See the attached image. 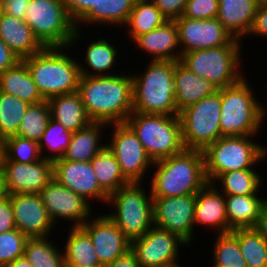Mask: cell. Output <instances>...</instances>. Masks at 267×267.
<instances>
[{"label": "cell", "instance_id": "obj_49", "mask_svg": "<svg viewBox=\"0 0 267 267\" xmlns=\"http://www.w3.org/2000/svg\"><path fill=\"white\" fill-rule=\"evenodd\" d=\"M30 0H2L3 13L25 20Z\"/></svg>", "mask_w": 267, "mask_h": 267}, {"label": "cell", "instance_id": "obj_33", "mask_svg": "<svg viewBox=\"0 0 267 267\" xmlns=\"http://www.w3.org/2000/svg\"><path fill=\"white\" fill-rule=\"evenodd\" d=\"M87 46L85 58L89 69L93 72L87 71L84 65L79 63V69L81 76H111L115 75L108 71L112 70V67L116 65L117 49L114 45L110 44L106 39H99L91 41ZM111 69V70H110Z\"/></svg>", "mask_w": 267, "mask_h": 267}, {"label": "cell", "instance_id": "obj_52", "mask_svg": "<svg viewBox=\"0 0 267 267\" xmlns=\"http://www.w3.org/2000/svg\"><path fill=\"white\" fill-rule=\"evenodd\" d=\"M254 229L267 242V200L263 203L257 224L255 225Z\"/></svg>", "mask_w": 267, "mask_h": 267}, {"label": "cell", "instance_id": "obj_20", "mask_svg": "<svg viewBox=\"0 0 267 267\" xmlns=\"http://www.w3.org/2000/svg\"><path fill=\"white\" fill-rule=\"evenodd\" d=\"M16 228L28 238L48 237L54 228L40 194H12Z\"/></svg>", "mask_w": 267, "mask_h": 267}, {"label": "cell", "instance_id": "obj_55", "mask_svg": "<svg viewBox=\"0 0 267 267\" xmlns=\"http://www.w3.org/2000/svg\"><path fill=\"white\" fill-rule=\"evenodd\" d=\"M163 267H181V266L178 263H176V264H171V265H167Z\"/></svg>", "mask_w": 267, "mask_h": 267}, {"label": "cell", "instance_id": "obj_31", "mask_svg": "<svg viewBox=\"0 0 267 267\" xmlns=\"http://www.w3.org/2000/svg\"><path fill=\"white\" fill-rule=\"evenodd\" d=\"M135 2L136 0H96V7H91L75 23L76 29H80L79 26L82 23L121 25L123 28V25L128 21Z\"/></svg>", "mask_w": 267, "mask_h": 267}, {"label": "cell", "instance_id": "obj_14", "mask_svg": "<svg viewBox=\"0 0 267 267\" xmlns=\"http://www.w3.org/2000/svg\"><path fill=\"white\" fill-rule=\"evenodd\" d=\"M196 194L153 197L154 226L177 235L190 245L194 235Z\"/></svg>", "mask_w": 267, "mask_h": 267}, {"label": "cell", "instance_id": "obj_29", "mask_svg": "<svg viewBox=\"0 0 267 267\" xmlns=\"http://www.w3.org/2000/svg\"><path fill=\"white\" fill-rule=\"evenodd\" d=\"M266 198L257 194L225 195L226 212L229 227L254 228Z\"/></svg>", "mask_w": 267, "mask_h": 267}, {"label": "cell", "instance_id": "obj_46", "mask_svg": "<svg viewBox=\"0 0 267 267\" xmlns=\"http://www.w3.org/2000/svg\"><path fill=\"white\" fill-rule=\"evenodd\" d=\"M16 229L13 209L11 205V195L0 198V233Z\"/></svg>", "mask_w": 267, "mask_h": 267}, {"label": "cell", "instance_id": "obj_24", "mask_svg": "<svg viewBox=\"0 0 267 267\" xmlns=\"http://www.w3.org/2000/svg\"><path fill=\"white\" fill-rule=\"evenodd\" d=\"M217 20L238 40L248 35L259 4L258 0H218Z\"/></svg>", "mask_w": 267, "mask_h": 267}, {"label": "cell", "instance_id": "obj_44", "mask_svg": "<svg viewBox=\"0 0 267 267\" xmlns=\"http://www.w3.org/2000/svg\"><path fill=\"white\" fill-rule=\"evenodd\" d=\"M218 0H188L182 16L191 19L217 18Z\"/></svg>", "mask_w": 267, "mask_h": 267}, {"label": "cell", "instance_id": "obj_21", "mask_svg": "<svg viewBox=\"0 0 267 267\" xmlns=\"http://www.w3.org/2000/svg\"><path fill=\"white\" fill-rule=\"evenodd\" d=\"M216 184L207 183L196 193L194 226H210L217 234H223L232 229L228 225L225 195L217 190Z\"/></svg>", "mask_w": 267, "mask_h": 267}, {"label": "cell", "instance_id": "obj_43", "mask_svg": "<svg viewBox=\"0 0 267 267\" xmlns=\"http://www.w3.org/2000/svg\"><path fill=\"white\" fill-rule=\"evenodd\" d=\"M28 237L17 228L0 233V267H6L19 257L24 256Z\"/></svg>", "mask_w": 267, "mask_h": 267}, {"label": "cell", "instance_id": "obj_19", "mask_svg": "<svg viewBox=\"0 0 267 267\" xmlns=\"http://www.w3.org/2000/svg\"><path fill=\"white\" fill-rule=\"evenodd\" d=\"M87 219L81 227L89 235L95 252L103 266L131 249V241L122 233L108 215Z\"/></svg>", "mask_w": 267, "mask_h": 267}, {"label": "cell", "instance_id": "obj_8", "mask_svg": "<svg viewBox=\"0 0 267 267\" xmlns=\"http://www.w3.org/2000/svg\"><path fill=\"white\" fill-rule=\"evenodd\" d=\"M25 22L44 47H71L80 37L62 0H30Z\"/></svg>", "mask_w": 267, "mask_h": 267}, {"label": "cell", "instance_id": "obj_35", "mask_svg": "<svg viewBox=\"0 0 267 267\" xmlns=\"http://www.w3.org/2000/svg\"><path fill=\"white\" fill-rule=\"evenodd\" d=\"M261 180L262 177L255 170L243 169L220 174L212 183L221 182L219 187H222L224 195H249L259 192Z\"/></svg>", "mask_w": 267, "mask_h": 267}, {"label": "cell", "instance_id": "obj_16", "mask_svg": "<svg viewBox=\"0 0 267 267\" xmlns=\"http://www.w3.org/2000/svg\"><path fill=\"white\" fill-rule=\"evenodd\" d=\"M5 191L12 194H39L53 179V163L41 159L33 163L0 161Z\"/></svg>", "mask_w": 267, "mask_h": 267}, {"label": "cell", "instance_id": "obj_32", "mask_svg": "<svg viewBox=\"0 0 267 267\" xmlns=\"http://www.w3.org/2000/svg\"><path fill=\"white\" fill-rule=\"evenodd\" d=\"M168 19L151 0H136L125 24L130 40L162 26Z\"/></svg>", "mask_w": 267, "mask_h": 267}, {"label": "cell", "instance_id": "obj_23", "mask_svg": "<svg viewBox=\"0 0 267 267\" xmlns=\"http://www.w3.org/2000/svg\"><path fill=\"white\" fill-rule=\"evenodd\" d=\"M0 38L21 60L45 48L25 20L5 13L0 16Z\"/></svg>", "mask_w": 267, "mask_h": 267}, {"label": "cell", "instance_id": "obj_39", "mask_svg": "<svg viewBox=\"0 0 267 267\" xmlns=\"http://www.w3.org/2000/svg\"><path fill=\"white\" fill-rule=\"evenodd\" d=\"M51 118L47 100L29 105L18 127L17 136L39 142Z\"/></svg>", "mask_w": 267, "mask_h": 267}, {"label": "cell", "instance_id": "obj_25", "mask_svg": "<svg viewBox=\"0 0 267 267\" xmlns=\"http://www.w3.org/2000/svg\"><path fill=\"white\" fill-rule=\"evenodd\" d=\"M217 90L211 82L196 75L180 60L177 61L174 72V96L178 112Z\"/></svg>", "mask_w": 267, "mask_h": 267}, {"label": "cell", "instance_id": "obj_18", "mask_svg": "<svg viewBox=\"0 0 267 267\" xmlns=\"http://www.w3.org/2000/svg\"><path fill=\"white\" fill-rule=\"evenodd\" d=\"M52 163L53 178L58 183L71 189L88 203L92 198L107 203L109 195L100 187L90 161L75 162L60 158Z\"/></svg>", "mask_w": 267, "mask_h": 267}, {"label": "cell", "instance_id": "obj_6", "mask_svg": "<svg viewBox=\"0 0 267 267\" xmlns=\"http://www.w3.org/2000/svg\"><path fill=\"white\" fill-rule=\"evenodd\" d=\"M126 123L153 162L185 150L179 115L132 112Z\"/></svg>", "mask_w": 267, "mask_h": 267}, {"label": "cell", "instance_id": "obj_10", "mask_svg": "<svg viewBox=\"0 0 267 267\" xmlns=\"http://www.w3.org/2000/svg\"><path fill=\"white\" fill-rule=\"evenodd\" d=\"M240 50L241 46L200 49L182 54L180 61L217 89L230 87L244 77L240 72Z\"/></svg>", "mask_w": 267, "mask_h": 267}, {"label": "cell", "instance_id": "obj_42", "mask_svg": "<svg viewBox=\"0 0 267 267\" xmlns=\"http://www.w3.org/2000/svg\"><path fill=\"white\" fill-rule=\"evenodd\" d=\"M213 246V267H247L237 237L232 233L217 234Z\"/></svg>", "mask_w": 267, "mask_h": 267}, {"label": "cell", "instance_id": "obj_36", "mask_svg": "<svg viewBox=\"0 0 267 267\" xmlns=\"http://www.w3.org/2000/svg\"><path fill=\"white\" fill-rule=\"evenodd\" d=\"M231 232L238 239L247 267H267V242L254 228H238Z\"/></svg>", "mask_w": 267, "mask_h": 267}, {"label": "cell", "instance_id": "obj_2", "mask_svg": "<svg viewBox=\"0 0 267 267\" xmlns=\"http://www.w3.org/2000/svg\"><path fill=\"white\" fill-rule=\"evenodd\" d=\"M157 169L151 181L152 197L184 196L198 193L207 183L201 150L185 149L153 163Z\"/></svg>", "mask_w": 267, "mask_h": 267}, {"label": "cell", "instance_id": "obj_37", "mask_svg": "<svg viewBox=\"0 0 267 267\" xmlns=\"http://www.w3.org/2000/svg\"><path fill=\"white\" fill-rule=\"evenodd\" d=\"M48 237L28 238L24 256L34 267H66L63 253Z\"/></svg>", "mask_w": 267, "mask_h": 267}, {"label": "cell", "instance_id": "obj_4", "mask_svg": "<svg viewBox=\"0 0 267 267\" xmlns=\"http://www.w3.org/2000/svg\"><path fill=\"white\" fill-rule=\"evenodd\" d=\"M145 73L132 76L133 112L179 115L174 96L177 61H148Z\"/></svg>", "mask_w": 267, "mask_h": 267}, {"label": "cell", "instance_id": "obj_41", "mask_svg": "<svg viewBox=\"0 0 267 267\" xmlns=\"http://www.w3.org/2000/svg\"><path fill=\"white\" fill-rule=\"evenodd\" d=\"M73 132L69 131L59 122L50 118L48 125L39 140V150L41 155L46 149L48 153L52 152L51 155H42L43 159H48L50 161H55L63 157L65 151L67 150L69 143L71 141Z\"/></svg>", "mask_w": 267, "mask_h": 267}, {"label": "cell", "instance_id": "obj_30", "mask_svg": "<svg viewBox=\"0 0 267 267\" xmlns=\"http://www.w3.org/2000/svg\"><path fill=\"white\" fill-rule=\"evenodd\" d=\"M66 241L62 251L66 267H104L89 235L81 226H71Z\"/></svg>", "mask_w": 267, "mask_h": 267}, {"label": "cell", "instance_id": "obj_40", "mask_svg": "<svg viewBox=\"0 0 267 267\" xmlns=\"http://www.w3.org/2000/svg\"><path fill=\"white\" fill-rule=\"evenodd\" d=\"M42 159L36 141L13 135L1 142L0 161L33 163Z\"/></svg>", "mask_w": 267, "mask_h": 267}, {"label": "cell", "instance_id": "obj_53", "mask_svg": "<svg viewBox=\"0 0 267 267\" xmlns=\"http://www.w3.org/2000/svg\"><path fill=\"white\" fill-rule=\"evenodd\" d=\"M6 267H34L25 256L19 257Z\"/></svg>", "mask_w": 267, "mask_h": 267}, {"label": "cell", "instance_id": "obj_51", "mask_svg": "<svg viewBox=\"0 0 267 267\" xmlns=\"http://www.w3.org/2000/svg\"><path fill=\"white\" fill-rule=\"evenodd\" d=\"M104 267H139V263L136 260L134 252L130 249Z\"/></svg>", "mask_w": 267, "mask_h": 267}, {"label": "cell", "instance_id": "obj_13", "mask_svg": "<svg viewBox=\"0 0 267 267\" xmlns=\"http://www.w3.org/2000/svg\"><path fill=\"white\" fill-rule=\"evenodd\" d=\"M181 55L200 49L218 48L222 46H241L217 20L191 19L181 16L175 19Z\"/></svg>", "mask_w": 267, "mask_h": 267}, {"label": "cell", "instance_id": "obj_28", "mask_svg": "<svg viewBox=\"0 0 267 267\" xmlns=\"http://www.w3.org/2000/svg\"><path fill=\"white\" fill-rule=\"evenodd\" d=\"M0 91L11 94L30 105L44 101L22 60L14 67L0 73Z\"/></svg>", "mask_w": 267, "mask_h": 267}, {"label": "cell", "instance_id": "obj_22", "mask_svg": "<svg viewBox=\"0 0 267 267\" xmlns=\"http://www.w3.org/2000/svg\"><path fill=\"white\" fill-rule=\"evenodd\" d=\"M134 42L142 51L151 54L152 60L179 61L182 56L175 20H168L151 32L138 36Z\"/></svg>", "mask_w": 267, "mask_h": 267}, {"label": "cell", "instance_id": "obj_9", "mask_svg": "<svg viewBox=\"0 0 267 267\" xmlns=\"http://www.w3.org/2000/svg\"><path fill=\"white\" fill-rule=\"evenodd\" d=\"M141 183H129L108 197L107 204L115 206L108 217L131 241L143 236L154 226L153 197L147 196Z\"/></svg>", "mask_w": 267, "mask_h": 267}, {"label": "cell", "instance_id": "obj_50", "mask_svg": "<svg viewBox=\"0 0 267 267\" xmlns=\"http://www.w3.org/2000/svg\"><path fill=\"white\" fill-rule=\"evenodd\" d=\"M21 59L0 38V73L14 67Z\"/></svg>", "mask_w": 267, "mask_h": 267}, {"label": "cell", "instance_id": "obj_15", "mask_svg": "<svg viewBox=\"0 0 267 267\" xmlns=\"http://www.w3.org/2000/svg\"><path fill=\"white\" fill-rule=\"evenodd\" d=\"M181 245L187 246L177 235L155 226L143 236L131 240V250L139 267H163L178 263L176 260L179 259Z\"/></svg>", "mask_w": 267, "mask_h": 267}, {"label": "cell", "instance_id": "obj_12", "mask_svg": "<svg viewBox=\"0 0 267 267\" xmlns=\"http://www.w3.org/2000/svg\"><path fill=\"white\" fill-rule=\"evenodd\" d=\"M109 125L113 126V133L106 147L117 159L124 178L129 183H142L144 174L154 162L126 122Z\"/></svg>", "mask_w": 267, "mask_h": 267}, {"label": "cell", "instance_id": "obj_26", "mask_svg": "<svg viewBox=\"0 0 267 267\" xmlns=\"http://www.w3.org/2000/svg\"><path fill=\"white\" fill-rule=\"evenodd\" d=\"M47 101L50 106L51 118L71 132H76L92 122L78 92L57 95Z\"/></svg>", "mask_w": 267, "mask_h": 267}, {"label": "cell", "instance_id": "obj_27", "mask_svg": "<svg viewBox=\"0 0 267 267\" xmlns=\"http://www.w3.org/2000/svg\"><path fill=\"white\" fill-rule=\"evenodd\" d=\"M110 126L103 122H91L84 128L73 132L71 141L62 159L86 162L91 161L99 152H101L106 144H100L102 129Z\"/></svg>", "mask_w": 267, "mask_h": 267}, {"label": "cell", "instance_id": "obj_5", "mask_svg": "<svg viewBox=\"0 0 267 267\" xmlns=\"http://www.w3.org/2000/svg\"><path fill=\"white\" fill-rule=\"evenodd\" d=\"M220 100L221 137L249 136L260 132L267 109L255 98L246 77L230 87L220 88Z\"/></svg>", "mask_w": 267, "mask_h": 267}, {"label": "cell", "instance_id": "obj_11", "mask_svg": "<svg viewBox=\"0 0 267 267\" xmlns=\"http://www.w3.org/2000/svg\"><path fill=\"white\" fill-rule=\"evenodd\" d=\"M220 88L179 112L185 149L203 151L221 138Z\"/></svg>", "mask_w": 267, "mask_h": 267}, {"label": "cell", "instance_id": "obj_7", "mask_svg": "<svg viewBox=\"0 0 267 267\" xmlns=\"http://www.w3.org/2000/svg\"><path fill=\"white\" fill-rule=\"evenodd\" d=\"M254 136L221 137L202 151L208 183L229 171L253 169L267 158V149L254 143L251 139Z\"/></svg>", "mask_w": 267, "mask_h": 267}, {"label": "cell", "instance_id": "obj_48", "mask_svg": "<svg viewBox=\"0 0 267 267\" xmlns=\"http://www.w3.org/2000/svg\"><path fill=\"white\" fill-rule=\"evenodd\" d=\"M267 37V0L260 1L248 35Z\"/></svg>", "mask_w": 267, "mask_h": 267}, {"label": "cell", "instance_id": "obj_34", "mask_svg": "<svg viewBox=\"0 0 267 267\" xmlns=\"http://www.w3.org/2000/svg\"><path fill=\"white\" fill-rule=\"evenodd\" d=\"M100 187L108 194L129 184L124 178L115 156L105 147L91 161Z\"/></svg>", "mask_w": 267, "mask_h": 267}, {"label": "cell", "instance_id": "obj_56", "mask_svg": "<svg viewBox=\"0 0 267 267\" xmlns=\"http://www.w3.org/2000/svg\"><path fill=\"white\" fill-rule=\"evenodd\" d=\"M2 13H3L2 0H0V16L2 15Z\"/></svg>", "mask_w": 267, "mask_h": 267}, {"label": "cell", "instance_id": "obj_45", "mask_svg": "<svg viewBox=\"0 0 267 267\" xmlns=\"http://www.w3.org/2000/svg\"><path fill=\"white\" fill-rule=\"evenodd\" d=\"M168 20H175L184 13L188 0H151Z\"/></svg>", "mask_w": 267, "mask_h": 267}, {"label": "cell", "instance_id": "obj_1", "mask_svg": "<svg viewBox=\"0 0 267 267\" xmlns=\"http://www.w3.org/2000/svg\"><path fill=\"white\" fill-rule=\"evenodd\" d=\"M130 75L80 77L78 93L93 122H126L133 112V81Z\"/></svg>", "mask_w": 267, "mask_h": 267}, {"label": "cell", "instance_id": "obj_3", "mask_svg": "<svg viewBox=\"0 0 267 267\" xmlns=\"http://www.w3.org/2000/svg\"><path fill=\"white\" fill-rule=\"evenodd\" d=\"M69 48L45 47L39 53L22 59L44 100L78 92L79 62L67 54ZM65 49L68 51L64 52Z\"/></svg>", "mask_w": 267, "mask_h": 267}, {"label": "cell", "instance_id": "obj_47", "mask_svg": "<svg viewBox=\"0 0 267 267\" xmlns=\"http://www.w3.org/2000/svg\"><path fill=\"white\" fill-rule=\"evenodd\" d=\"M71 20L76 23L91 7H96V0H62Z\"/></svg>", "mask_w": 267, "mask_h": 267}, {"label": "cell", "instance_id": "obj_17", "mask_svg": "<svg viewBox=\"0 0 267 267\" xmlns=\"http://www.w3.org/2000/svg\"><path fill=\"white\" fill-rule=\"evenodd\" d=\"M47 213L54 224L61 220L74 221L81 226L91 215L90 204L71 189L61 185L54 178L39 193Z\"/></svg>", "mask_w": 267, "mask_h": 267}, {"label": "cell", "instance_id": "obj_38", "mask_svg": "<svg viewBox=\"0 0 267 267\" xmlns=\"http://www.w3.org/2000/svg\"><path fill=\"white\" fill-rule=\"evenodd\" d=\"M29 105L11 94L0 91V142L17 134Z\"/></svg>", "mask_w": 267, "mask_h": 267}, {"label": "cell", "instance_id": "obj_54", "mask_svg": "<svg viewBox=\"0 0 267 267\" xmlns=\"http://www.w3.org/2000/svg\"><path fill=\"white\" fill-rule=\"evenodd\" d=\"M6 195L4 178H3V170L0 164V198Z\"/></svg>", "mask_w": 267, "mask_h": 267}]
</instances>
